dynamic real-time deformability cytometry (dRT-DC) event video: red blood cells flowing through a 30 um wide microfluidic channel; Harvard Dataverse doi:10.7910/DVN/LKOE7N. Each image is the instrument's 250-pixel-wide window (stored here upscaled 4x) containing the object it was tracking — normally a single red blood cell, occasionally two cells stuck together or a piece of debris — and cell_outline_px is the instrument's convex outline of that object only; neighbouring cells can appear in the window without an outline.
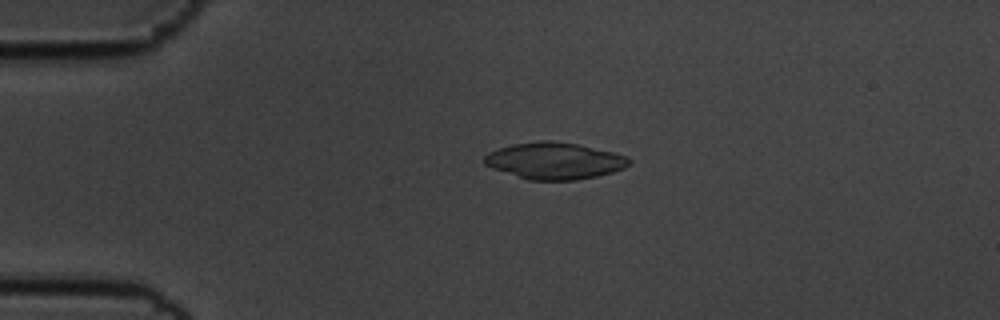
{"species": "common noctule bat (a hibernating species)", "species_latin": "Nyctalus noctula", "temperature_condition": "cold", "stored_images_in_passage": 55, "camera_frame_rate_fps": 3000, "um_per_image_px": 0.085, "animal": {"sex": "male", "body_mass_g": 19.5, "forearm_length_mm": 54.6}, "frame": {"image": 1, "passage_image": 12, "time_ms": 3.667, "image_size_px": [1000, 320], "cell_outline_px": [[632, 160], [624, 168], [612, 172], [596, 176], [576, 180], [528, 180], [492, 168], [484, 164], [484, 156], [488, 152], [512, 144], [540, 140], [548, 140], [576, 144], [612, 152], [628, 156]], "centroid_in_image_um": [47.12, 13.67], "position_along_channel_um": 37.9, "area_um2": 30.81}}
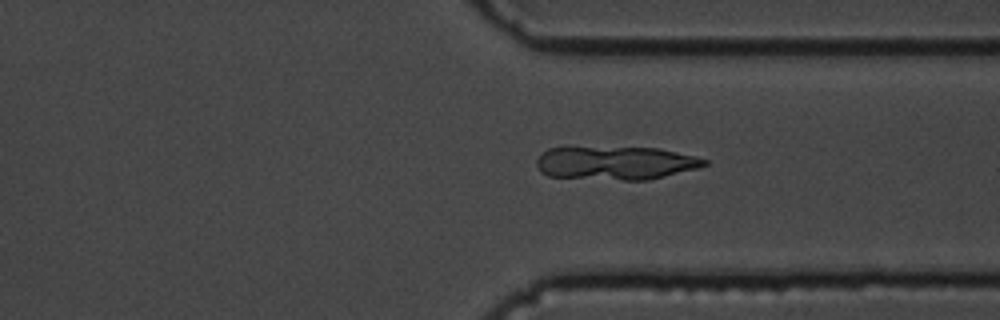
{"frame": {"image": 2, "passage_image": 42, "time_ms": 13.667, "image_size_px": [1000, 320], "cell_outline_px": [[708, 164], [696, 168], [648, 180], [624, 180], [548, 176], [540, 172], [536, 164], [536, 160], [548, 148], [660, 148], [708, 160]], "centroid_in_image_um": [52.31, 13.86], "position_along_channel_um": 359.1, "area_um2": 32.08}}
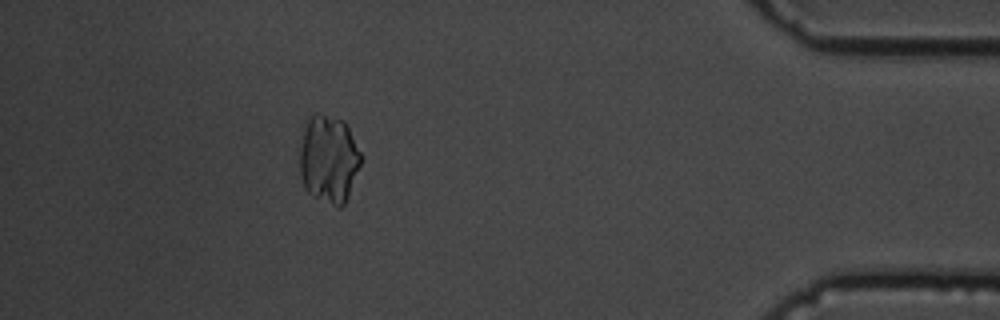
{"frame": {"image": 3, "passage_image": 50, "time_ms": 16.333, "image_size_px": [1000, 320], "cell_outline_px": [[364, 156], [348, 196], [344, 204], [340, 208], [336, 208], [308, 192], [304, 188], [300, 172], [300, 148], [304, 128], [312, 112], [316, 112], [344, 120]], "centroid_in_image_um": [27.96, 13.51], "position_along_channel_um": 407.2, "area_um2": 31.67}}